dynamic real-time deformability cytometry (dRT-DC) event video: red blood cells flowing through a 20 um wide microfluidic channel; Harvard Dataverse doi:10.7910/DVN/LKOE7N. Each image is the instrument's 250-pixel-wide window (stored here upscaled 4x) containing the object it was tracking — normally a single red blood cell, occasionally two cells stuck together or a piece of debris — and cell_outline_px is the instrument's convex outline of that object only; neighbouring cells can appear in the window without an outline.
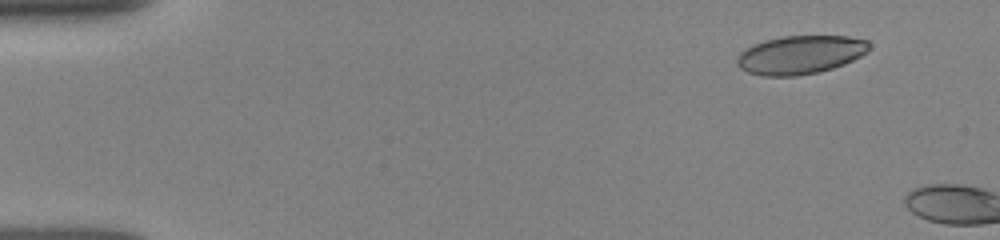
{"species": "human", "species_latin": "Homo sapiens", "temperature_condition": "room temperature", "stored_images_in_passage": 3, "camera_frame_rate_fps": 3000, "um_per_image_px": 0.085, "donor": {"sex": "female"}, "frame": {"image": 1, "passage_image": 1, "time_ms": 0.0, "image_size_px": [1000, 240], "cell_outline_px": [[868, 52], [844, 64], [820, 72], [796, 76], [764, 76], [748, 72], [740, 68], [736, 64], [736, 60], [740, 52], [752, 44], [764, 40], [784, 36], [848, 36], [868, 40]], "centroid_in_image_um": [68.0, 4.66], "position_along_channel_um": 17.0, "area_um2": 29.71}}